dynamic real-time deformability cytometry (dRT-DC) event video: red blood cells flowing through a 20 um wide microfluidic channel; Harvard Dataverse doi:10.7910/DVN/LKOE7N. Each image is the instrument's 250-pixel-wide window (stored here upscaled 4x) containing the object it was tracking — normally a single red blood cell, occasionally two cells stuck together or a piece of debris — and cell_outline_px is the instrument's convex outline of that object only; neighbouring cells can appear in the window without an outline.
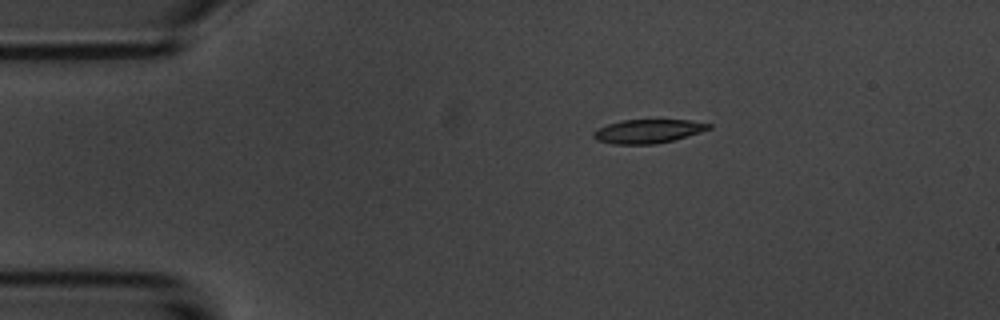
{"species": "common noctule bat (a hibernating species)", "species_latin": "Nyctalus noctula", "temperature_condition": "room temperature", "stored_images_in_passage": 9, "camera_frame_rate_fps": 3000, "um_per_image_px": 0.085, "animal": {"sex": "male", "body_mass_g": 20.1, "forearm_length_mm": 53.5}, "frame": {"image": 1, "passage_image": 1, "time_ms": 0.0, "image_size_px": [1000, 320], "cell_outline_px": [[712, 128], [700, 132], [672, 140], [656, 144], [612, 144], [596, 140], [592, 136], [592, 132], [596, 128], [620, 120], [688, 120], [712, 124]], "centroid_in_image_um": [55.03, 11.15], "position_along_channel_um": 30.0, "area_um2": 16.01}}
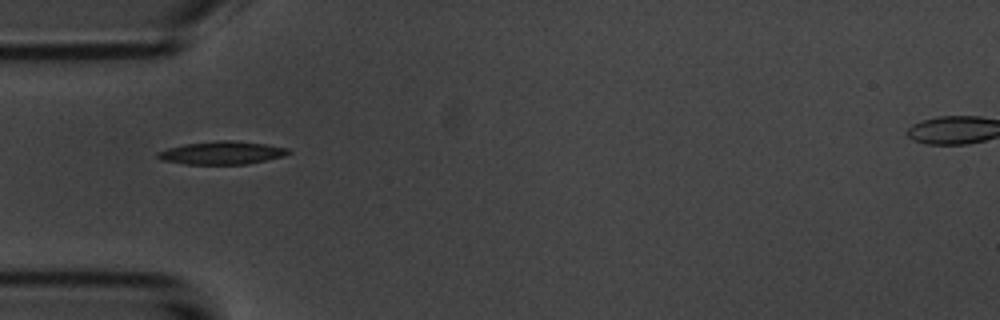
{"frame": {"image": 2, "passage_image": 3, "time_ms": 2.333, "image_size_px": [1000, 320], "cell_outline_px": [[292, 152], [284, 156], [248, 164], [184, 164], [160, 160], [156, 156], [156, 152], [168, 148], [184, 144], [216, 140], [232, 140], [264, 144], [288, 148]], "centroid_in_image_um": [18.83, 12.99], "position_along_channel_um": 66.2, "area_um2": 17.63}}
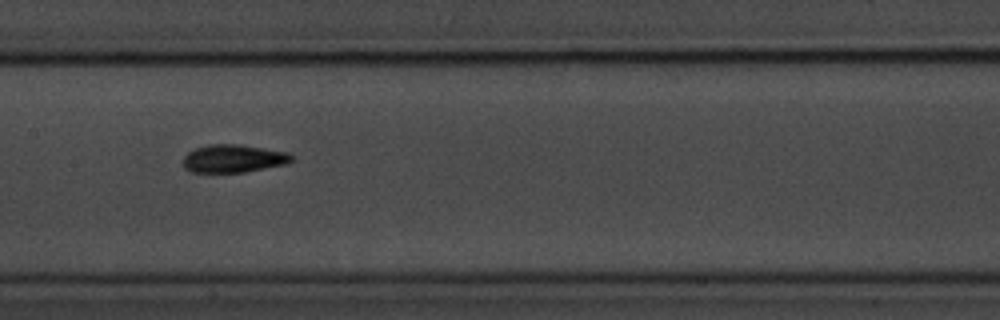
{"frame": {"image": 3, "passage_image": 6, "time_ms": 5.667, "image_size_px": [1000, 320], "cell_outline_px": [[296, 160], [288, 164], [244, 172], [192, 172], [184, 168], [184, 156], [192, 148], [208, 144], [240, 144], [288, 152]], "centroid_in_image_um": [19.86, 13.47], "position_along_channel_um": 187.5, "area_um2": 17.92}}